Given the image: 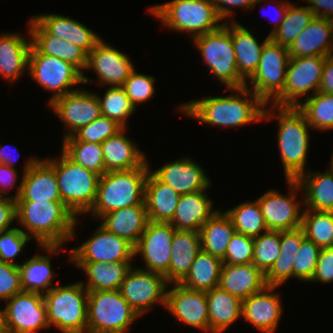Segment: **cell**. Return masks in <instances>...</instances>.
Listing matches in <instances>:
<instances>
[{"label": "cell", "instance_id": "cell-21", "mask_svg": "<svg viewBox=\"0 0 333 333\" xmlns=\"http://www.w3.org/2000/svg\"><path fill=\"white\" fill-rule=\"evenodd\" d=\"M96 75L99 85L107 87L123 86L135 69L129 56L101 39L88 53L86 69Z\"/></svg>", "mask_w": 333, "mask_h": 333}, {"label": "cell", "instance_id": "cell-34", "mask_svg": "<svg viewBox=\"0 0 333 333\" xmlns=\"http://www.w3.org/2000/svg\"><path fill=\"white\" fill-rule=\"evenodd\" d=\"M232 16V42L235 50L237 71L247 81L256 71L264 45L270 40L267 35L264 41L252 34L244 25L233 20Z\"/></svg>", "mask_w": 333, "mask_h": 333}, {"label": "cell", "instance_id": "cell-24", "mask_svg": "<svg viewBox=\"0 0 333 333\" xmlns=\"http://www.w3.org/2000/svg\"><path fill=\"white\" fill-rule=\"evenodd\" d=\"M27 28L29 38L21 32L0 34V77L11 86L28 71L32 40Z\"/></svg>", "mask_w": 333, "mask_h": 333}, {"label": "cell", "instance_id": "cell-6", "mask_svg": "<svg viewBox=\"0 0 333 333\" xmlns=\"http://www.w3.org/2000/svg\"><path fill=\"white\" fill-rule=\"evenodd\" d=\"M53 166L62 202L77 217L93 206L100 175L74 163L62 151L59 157L46 158Z\"/></svg>", "mask_w": 333, "mask_h": 333}, {"label": "cell", "instance_id": "cell-36", "mask_svg": "<svg viewBox=\"0 0 333 333\" xmlns=\"http://www.w3.org/2000/svg\"><path fill=\"white\" fill-rule=\"evenodd\" d=\"M210 333H222L242 318V301L219 286L206 291Z\"/></svg>", "mask_w": 333, "mask_h": 333}, {"label": "cell", "instance_id": "cell-33", "mask_svg": "<svg viewBox=\"0 0 333 333\" xmlns=\"http://www.w3.org/2000/svg\"><path fill=\"white\" fill-rule=\"evenodd\" d=\"M201 251L199 231L175 230L172 238L171 260L166 281L179 283L189 272L197 254Z\"/></svg>", "mask_w": 333, "mask_h": 333}, {"label": "cell", "instance_id": "cell-32", "mask_svg": "<svg viewBox=\"0 0 333 333\" xmlns=\"http://www.w3.org/2000/svg\"><path fill=\"white\" fill-rule=\"evenodd\" d=\"M180 196L170 185L160 181L151 169L149 170L144 195L149 221L169 223L175 214Z\"/></svg>", "mask_w": 333, "mask_h": 333}, {"label": "cell", "instance_id": "cell-25", "mask_svg": "<svg viewBox=\"0 0 333 333\" xmlns=\"http://www.w3.org/2000/svg\"><path fill=\"white\" fill-rule=\"evenodd\" d=\"M290 58L333 55V21L315 17L288 47Z\"/></svg>", "mask_w": 333, "mask_h": 333}, {"label": "cell", "instance_id": "cell-49", "mask_svg": "<svg viewBox=\"0 0 333 333\" xmlns=\"http://www.w3.org/2000/svg\"><path fill=\"white\" fill-rule=\"evenodd\" d=\"M321 248L306 237L302 240L294 261V278L310 282L316 268Z\"/></svg>", "mask_w": 333, "mask_h": 333}, {"label": "cell", "instance_id": "cell-8", "mask_svg": "<svg viewBox=\"0 0 333 333\" xmlns=\"http://www.w3.org/2000/svg\"><path fill=\"white\" fill-rule=\"evenodd\" d=\"M49 327L62 333H87L88 290L80 282L56 285L44 294Z\"/></svg>", "mask_w": 333, "mask_h": 333}, {"label": "cell", "instance_id": "cell-5", "mask_svg": "<svg viewBox=\"0 0 333 333\" xmlns=\"http://www.w3.org/2000/svg\"><path fill=\"white\" fill-rule=\"evenodd\" d=\"M147 10L160 20L162 26L170 31L189 33L191 39L215 31L224 24L212 0H171Z\"/></svg>", "mask_w": 333, "mask_h": 333}, {"label": "cell", "instance_id": "cell-10", "mask_svg": "<svg viewBox=\"0 0 333 333\" xmlns=\"http://www.w3.org/2000/svg\"><path fill=\"white\" fill-rule=\"evenodd\" d=\"M27 73L45 91L53 93L48 104L83 84V73L76 66L60 58L42 54L33 44Z\"/></svg>", "mask_w": 333, "mask_h": 333}, {"label": "cell", "instance_id": "cell-28", "mask_svg": "<svg viewBox=\"0 0 333 333\" xmlns=\"http://www.w3.org/2000/svg\"><path fill=\"white\" fill-rule=\"evenodd\" d=\"M207 189L181 195L172 220L169 222L176 230L200 231V228L220 210L213 209V201Z\"/></svg>", "mask_w": 333, "mask_h": 333}, {"label": "cell", "instance_id": "cell-23", "mask_svg": "<svg viewBox=\"0 0 333 333\" xmlns=\"http://www.w3.org/2000/svg\"><path fill=\"white\" fill-rule=\"evenodd\" d=\"M151 172L180 195L205 190L212 185L203 167L191 157L179 158Z\"/></svg>", "mask_w": 333, "mask_h": 333}, {"label": "cell", "instance_id": "cell-11", "mask_svg": "<svg viewBox=\"0 0 333 333\" xmlns=\"http://www.w3.org/2000/svg\"><path fill=\"white\" fill-rule=\"evenodd\" d=\"M289 59L288 47L269 40L263 47L255 73L246 81V87L265 104L272 103L283 92Z\"/></svg>", "mask_w": 333, "mask_h": 333}, {"label": "cell", "instance_id": "cell-3", "mask_svg": "<svg viewBox=\"0 0 333 333\" xmlns=\"http://www.w3.org/2000/svg\"><path fill=\"white\" fill-rule=\"evenodd\" d=\"M20 230L39 246L64 245L76 237L79 220L63 202H16Z\"/></svg>", "mask_w": 333, "mask_h": 333}, {"label": "cell", "instance_id": "cell-54", "mask_svg": "<svg viewBox=\"0 0 333 333\" xmlns=\"http://www.w3.org/2000/svg\"><path fill=\"white\" fill-rule=\"evenodd\" d=\"M295 256L280 253L270 270L265 274L267 286H282L289 278H294Z\"/></svg>", "mask_w": 333, "mask_h": 333}, {"label": "cell", "instance_id": "cell-58", "mask_svg": "<svg viewBox=\"0 0 333 333\" xmlns=\"http://www.w3.org/2000/svg\"><path fill=\"white\" fill-rule=\"evenodd\" d=\"M264 1L267 0H212L220 18L224 19V23L228 21L226 19H231V16L234 15L232 9L240 7L245 8L244 10H253L254 6L264 3Z\"/></svg>", "mask_w": 333, "mask_h": 333}, {"label": "cell", "instance_id": "cell-42", "mask_svg": "<svg viewBox=\"0 0 333 333\" xmlns=\"http://www.w3.org/2000/svg\"><path fill=\"white\" fill-rule=\"evenodd\" d=\"M235 231L255 238L268 231L258 201H246L224 211Z\"/></svg>", "mask_w": 333, "mask_h": 333}, {"label": "cell", "instance_id": "cell-22", "mask_svg": "<svg viewBox=\"0 0 333 333\" xmlns=\"http://www.w3.org/2000/svg\"><path fill=\"white\" fill-rule=\"evenodd\" d=\"M279 286H266L242 301V318L263 333H274L283 313ZM277 293V294H276Z\"/></svg>", "mask_w": 333, "mask_h": 333}, {"label": "cell", "instance_id": "cell-51", "mask_svg": "<svg viewBox=\"0 0 333 333\" xmlns=\"http://www.w3.org/2000/svg\"><path fill=\"white\" fill-rule=\"evenodd\" d=\"M254 241L252 237L235 232L226 249L223 264L241 265L253 262Z\"/></svg>", "mask_w": 333, "mask_h": 333}, {"label": "cell", "instance_id": "cell-62", "mask_svg": "<svg viewBox=\"0 0 333 333\" xmlns=\"http://www.w3.org/2000/svg\"><path fill=\"white\" fill-rule=\"evenodd\" d=\"M318 92L333 94V55L325 58Z\"/></svg>", "mask_w": 333, "mask_h": 333}, {"label": "cell", "instance_id": "cell-45", "mask_svg": "<svg viewBox=\"0 0 333 333\" xmlns=\"http://www.w3.org/2000/svg\"><path fill=\"white\" fill-rule=\"evenodd\" d=\"M96 95L100 103L101 114L116 121L123 128H128L127 119L133 116L136 109L124 88L122 86L108 87L103 97L98 93Z\"/></svg>", "mask_w": 333, "mask_h": 333}, {"label": "cell", "instance_id": "cell-18", "mask_svg": "<svg viewBox=\"0 0 333 333\" xmlns=\"http://www.w3.org/2000/svg\"><path fill=\"white\" fill-rule=\"evenodd\" d=\"M175 228L170 223L149 221L135 246V257L141 256L144 270L166 275L169 271L172 238Z\"/></svg>", "mask_w": 333, "mask_h": 333}, {"label": "cell", "instance_id": "cell-9", "mask_svg": "<svg viewBox=\"0 0 333 333\" xmlns=\"http://www.w3.org/2000/svg\"><path fill=\"white\" fill-rule=\"evenodd\" d=\"M140 317L119 290L88 291L87 333H129Z\"/></svg>", "mask_w": 333, "mask_h": 333}, {"label": "cell", "instance_id": "cell-64", "mask_svg": "<svg viewBox=\"0 0 333 333\" xmlns=\"http://www.w3.org/2000/svg\"><path fill=\"white\" fill-rule=\"evenodd\" d=\"M289 3H290V1H287V0L282 1L281 0L277 3L278 5L276 4V7H274V8H277V10H274V11L277 12L276 13L277 19H275V21H274L275 23H273V29L271 30L270 33H268V36H270L274 31H276L277 28L280 26L281 22L284 20L285 15L288 11Z\"/></svg>", "mask_w": 333, "mask_h": 333}, {"label": "cell", "instance_id": "cell-2", "mask_svg": "<svg viewBox=\"0 0 333 333\" xmlns=\"http://www.w3.org/2000/svg\"><path fill=\"white\" fill-rule=\"evenodd\" d=\"M276 118L278 122L277 144L285 179L297 180L309 170L306 168V164L311 136L309 130L312 128L298 106L267 103L263 120L272 121Z\"/></svg>", "mask_w": 333, "mask_h": 333}, {"label": "cell", "instance_id": "cell-26", "mask_svg": "<svg viewBox=\"0 0 333 333\" xmlns=\"http://www.w3.org/2000/svg\"><path fill=\"white\" fill-rule=\"evenodd\" d=\"M40 249L48 253L47 256L36 253V256L22 261L18 268L22 290L44 295L55 286L53 284L55 273L52 270L51 255H59L60 252H64L66 249L62 245L40 246Z\"/></svg>", "mask_w": 333, "mask_h": 333}, {"label": "cell", "instance_id": "cell-19", "mask_svg": "<svg viewBox=\"0 0 333 333\" xmlns=\"http://www.w3.org/2000/svg\"><path fill=\"white\" fill-rule=\"evenodd\" d=\"M168 284L165 308L184 325L210 333L206 291L192 290L180 283ZM169 289V290H168Z\"/></svg>", "mask_w": 333, "mask_h": 333}, {"label": "cell", "instance_id": "cell-13", "mask_svg": "<svg viewBox=\"0 0 333 333\" xmlns=\"http://www.w3.org/2000/svg\"><path fill=\"white\" fill-rule=\"evenodd\" d=\"M286 184L287 195L269 189L257 199L268 230L286 231L301 227L304 199L296 198L302 188L297 180H286Z\"/></svg>", "mask_w": 333, "mask_h": 333}, {"label": "cell", "instance_id": "cell-41", "mask_svg": "<svg viewBox=\"0 0 333 333\" xmlns=\"http://www.w3.org/2000/svg\"><path fill=\"white\" fill-rule=\"evenodd\" d=\"M314 18L313 11L307 5L297 6L290 2L284 20L269 38L275 44L289 47Z\"/></svg>", "mask_w": 333, "mask_h": 333}, {"label": "cell", "instance_id": "cell-48", "mask_svg": "<svg viewBox=\"0 0 333 333\" xmlns=\"http://www.w3.org/2000/svg\"><path fill=\"white\" fill-rule=\"evenodd\" d=\"M123 127L116 121L101 115L91 123L81 127L73 136L78 141L102 143L109 137L116 135Z\"/></svg>", "mask_w": 333, "mask_h": 333}, {"label": "cell", "instance_id": "cell-15", "mask_svg": "<svg viewBox=\"0 0 333 333\" xmlns=\"http://www.w3.org/2000/svg\"><path fill=\"white\" fill-rule=\"evenodd\" d=\"M135 247L127 240L108 232L99 223L93 235L81 245L70 249L68 260L72 262L133 261Z\"/></svg>", "mask_w": 333, "mask_h": 333}, {"label": "cell", "instance_id": "cell-55", "mask_svg": "<svg viewBox=\"0 0 333 333\" xmlns=\"http://www.w3.org/2000/svg\"><path fill=\"white\" fill-rule=\"evenodd\" d=\"M333 281V247L321 248L312 282L331 283Z\"/></svg>", "mask_w": 333, "mask_h": 333}, {"label": "cell", "instance_id": "cell-20", "mask_svg": "<svg viewBox=\"0 0 333 333\" xmlns=\"http://www.w3.org/2000/svg\"><path fill=\"white\" fill-rule=\"evenodd\" d=\"M20 197L16 202H62L54 166L41 157L25 161Z\"/></svg>", "mask_w": 333, "mask_h": 333}, {"label": "cell", "instance_id": "cell-12", "mask_svg": "<svg viewBox=\"0 0 333 333\" xmlns=\"http://www.w3.org/2000/svg\"><path fill=\"white\" fill-rule=\"evenodd\" d=\"M326 57L290 58L283 92L272 102L280 106H299L302 100L318 92ZM310 92V94H308Z\"/></svg>", "mask_w": 333, "mask_h": 333}, {"label": "cell", "instance_id": "cell-39", "mask_svg": "<svg viewBox=\"0 0 333 333\" xmlns=\"http://www.w3.org/2000/svg\"><path fill=\"white\" fill-rule=\"evenodd\" d=\"M223 261L201 250L193 261L187 275L179 282L184 287L208 291L219 285Z\"/></svg>", "mask_w": 333, "mask_h": 333}, {"label": "cell", "instance_id": "cell-56", "mask_svg": "<svg viewBox=\"0 0 333 333\" xmlns=\"http://www.w3.org/2000/svg\"><path fill=\"white\" fill-rule=\"evenodd\" d=\"M88 54L72 42L63 40L62 60L76 66L83 73V84L92 83L94 80L85 75Z\"/></svg>", "mask_w": 333, "mask_h": 333}, {"label": "cell", "instance_id": "cell-38", "mask_svg": "<svg viewBox=\"0 0 333 333\" xmlns=\"http://www.w3.org/2000/svg\"><path fill=\"white\" fill-rule=\"evenodd\" d=\"M199 232L201 250L222 260L236 231L230 218L225 212L219 210L200 228Z\"/></svg>", "mask_w": 333, "mask_h": 333}, {"label": "cell", "instance_id": "cell-46", "mask_svg": "<svg viewBox=\"0 0 333 333\" xmlns=\"http://www.w3.org/2000/svg\"><path fill=\"white\" fill-rule=\"evenodd\" d=\"M253 266L266 274L280 255V231L268 230L253 238Z\"/></svg>", "mask_w": 333, "mask_h": 333}, {"label": "cell", "instance_id": "cell-66", "mask_svg": "<svg viewBox=\"0 0 333 333\" xmlns=\"http://www.w3.org/2000/svg\"><path fill=\"white\" fill-rule=\"evenodd\" d=\"M328 166H329L328 168L330 169V171L333 173V153L331 154V160H330V164H328Z\"/></svg>", "mask_w": 333, "mask_h": 333}, {"label": "cell", "instance_id": "cell-53", "mask_svg": "<svg viewBox=\"0 0 333 333\" xmlns=\"http://www.w3.org/2000/svg\"><path fill=\"white\" fill-rule=\"evenodd\" d=\"M22 291L18 266L0 260V300L5 302Z\"/></svg>", "mask_w": 333, "mask_h": 333}, {"label": "cell", "instance_id": "cell-59", "mask_svg": "<svg viewBox=\"0 0 333 333\" xmlns=\"http://www.w3.org/2000/svg\"><path fill=\"white\" fill-rule=\"evenodd\" d=\"M305 238L303 229L280 231V253L283 255H296Z\"/></svg>", "mask_w": 333, "mask_h": 333}, {"label": "cell", "instance_id": "cell-7", "mask_svg": "<svg viewBox=\"0 0 333 333\" xmlns=\"http://www.w3.org/2000/svg\"><path fill=\"white\" fill-rule=\"evenodd\" d=\"M192 41L208 70L225 86V90L246 86V81L237 71L232 21H227L217 30L197 36Z\"/></svg>", "mask_w": 333, "mask_h": 333}, {"label": "cell", "instance_id": "cell-17", "mask_svg": "<svg viewBox=\"0 0 333 333\" xmlns=\"http://www.w3.org/2000/svg\"><path fill=\"white\" fill-rule=\"evenodd\" d=\"M48 106L67 129L63 139L72 136L81 127L102 115L96 92H90L80 87L57 97Z\"/></svg>", "mask_w": 333, "mask_h": 333}, {"label": "cell", "instance_id": "cell-50", "mask_svg": "<svg viewBox=\"0 0 333 333\" xmlns=\"http://www.w3.org/2000/svg\"><path fill=\"white\" fill-rule=\"evenodd\" d=\"M29 241H33L24 234L19 227L0 232V260L6 263L19 265L14 259L23 253Z\"/></svg>", "mask_w": 333, "mask_h": 333}, {"label": "cell", "instance_id": "cell-65", "mask_svg": "<svg viewBox=\"0 0 333 333\" xmlns=\"http://www.w3.org/2000/svg\"><path fill=\"white\" fill-rule=\"evenodd\" d=\"M0 333H7L5 326V309L0 308Z\"/></svg>", "mask_w": 333, "mask_h": 333}, {"label": "cell", "instance_id": "cell-43", "mask_svg": "<svg viewBox=\"0 0 333 333\" xmlns=\"http://www.w3.org/2000/svg\"><path fill=\"white\" fill-rule=\"evenodd\" d=\"M313 130L333 129V94L317 92L298 106Z\"/></svg>", "mask_w": 333, "mask_h": 333}, {"label": "cell", "instance_id": "cell-31", "mask_svg": "<svg viewBox=\"0 0 333 333\" xmlns=\"http://www.w3.org/2000/svg\"><path fill=\"white\" fill-rule=\"evenodd\" d=\"M99 220L108 232L127 240L134 247L149 222L145 205L117 209L104 214Z\"/></svg>", "mask_w": 333, "mask_h": 333}, {"label": "cell", "instance_id": "cell-63", "mask_svg": "<svg viewBox=\"0 0 333 333\" xmlns=\"http://www.w3.org/2000/svg\"><path fill=\"white\" fill-rule=\"evenodd\" d=\"M10 150L11 149L9 148V146L0 145V164H4L9 167L16 168V167H14V165H15V162H17L16 160H18V158L15 157L16 155L13 154L14 151L12 150L13 153H11ZM15 151H17V153L19 155V150L17 149V147L15 148Z\"/></svg>", "mask_w": 333, "mask_h": 333}, {"label": "cell", "instance_id": "cell-61", "mask_svg": "<svg viewBox=\"0 0 333 333\" xmlns=\"http://www.w3.org/2000/svg\"><path fill=\"white\" fill-rule=\"evenodd\" d=\"M311 9L315 17L326 18L333 21V0H303Z\"/></svg>", "mask_w": 333, "mask_h": 333}, {"label": "cell", "instance_id": "cell-4", "mask_svg": "<svg viewBox=\"0 0 333 333\" xmlns=\"http://www.w3.org/2000/svg\"><path fill=\"white\" fill-rule=\"evenodd\" d=\"M148 160L131 170L108 171L100 176L97 195L92 208L86 213L94 219L104 214L134 205H145V183L151 168Z\"/></svg>", "mask_w": 333, "mask_h": 333}, {"label": "cell", "instance_id": "cell-47", "mask_svg": "<svg viewBox=\"0 0 333 333\" xmlns=\"http://www.w3.org/2000/svg\"><path fill=\"white\" fill-rule=\"evenodd\" d=\"M155 77L134 69L122 86L135 109L155 95Z\"/></svg>", "mask_w": 333, "mask_h": 333}, {"label": "cell", "instance_id": "cell-30", "mask_svg": "<svg viewBox=\"0 0 333 333\" xmlns=\"http://www.w3.org/2000/svg\"><path fill=\"white\" fill-rule=\"evenodd\" d=\"M218 286L243 301L264 289L267 283L265 274L252 263L223 264Z\"/></svg>", "mask_w": 333, "mask_h": 333}, {"label": "cell", "instance_id": "cell-29", "mask_svg": "<svg viewBox=\"0 0 333 333\" xmlns=\"http://www.w3.org/2000/svg\"><path fill=\"white\" fill-rule=\"evenodd\" d=\"M127 128L101 143L105 171L131 170L141 167L148 159L138 144L126 136Z\"/></svg>", "mask_w": 333, "mask_h": 333}, {"label": "cell", "instance_id": "cell-35", "mask_svg": "<svg viewBox=\"0 0 333 333\" xmlns=\"http://www.w3.org/2000/svg\"><path fill=\"white\" fill-rule=\"evenodd\" d=\"M133 261L104 262H73L74 266L87 275L86 283L81 284L88 291L119 290L127 273L133 266Z\"/></svg>", "mask_w": 333, "mask_h": 333}, {"label": "cell", "instance_id": "cell-57", "mask_svg": "<svg viewBox=\"0 0 333 333\" xmlns=\"http://www.w3.org/2000/svg\"><path fill=\"white\" fill-rule=\"evenodd\" d=\"M18 173L17 168L0 164V196L6 197L13 188L16 189V193L13 194L14 196L12 194L10 196L15 200L20 197L22 182L17 185V181L18 178L20 181H22L23 178H20Z\"/></svg>", "mask_w": 333, "mask_h": 333}, {"label": "cell", "instance_id": "cell-52", "mask_svg": "<svg viewBox=\"0 0 333 333\" xmlns=\"http://www.w3.org/2000/svg\"><path fill=\"white\" fill-rule=\"evenodd\" d=\"M32 44L45 55L62 59L63 40L49 34L33 17L28 21Z\"/></svg>", "mask_w": 333, "mask_h": 333}, {"label": "cell", "instance_id": "cell-60", "mask_svg": "<svg viewBox=\"0 0 333 333\" xmlns=\"http://www.w3.org/2000/svg\"><path fill=\"white\" fill-rule=\"evenodd\" d=\"M17 220L16 200L11 196H0V232L11 230L12 223Z\"/></svg>", "mask_w": 333, "mask_h": 333}, {"label": "cell", "instance_id": "cell-40", "mask_svg": "<svg viewBox=\"0 0 333 333\" xmlns=\"http://www.w3.org/2000/svg\"><path fill=\"white\" fill-rule=\"evenodd\" d=\"M62 152L74 163L100 176L106 173L101 143L78 141L73 135L62 139Z\"/></svg>", "mask_w": 333, "mask_h": 333}, {"label": "cell", "instance_id": "cell-44", "mask_svg": "<svg viewBox=\"0 0 333 333\" xmlns=\"http://www.w3.org/2000/svg\"><path fill=\"white\" fill-rule=\"evenodd\" d=\"M301 228L320 248L333 247V212L304 209Z\"/></svg>", "mask_w": 333, "mask_h": 333}, {"label": "cell", "instance_id": "cell-27", "mask_svg": "<svg viewBox=\"0 0 333 333\" xmlns=\"http://www.w3.org/2000/svg\"><path fill=\"white\" fill-rule=\"evenodd\" d=\"M33 18L51 35L57 36L67 42H72L83 49L87 54L93 50L102 39L96 32L72 17L41 13Z\"/></svg>", "mask_w": 333, "mask_h": 333}, {"label": "cell", "instance_id": "cell-37", "mask_svg": "<svg viewBox=\"0 0 333 333\" xmlns=\"http://www.w3.org/2000/svg\"><path fill=\"white\" fill-rule=\"evenodd\" d=\"M304 199V209L333 212V173L327 167L322 173L310 171L298 179Z\"/></svg>", "mask_w": 333, "mask_h": 333}, {"label": "cell", "instance_id": "cell-14", "mask_svg": "<svg viewBox=\"0 0 333 333\" xmlns=\"http://www.w3.org/2000/svg\"><path fill=\"white\" fill-rule=\"evenodd\" d=\"M168 284L164 275L133 265L120 285L119 292L143 316L156 304L165 307Z\"/></svg>", "mask_w": 333, "mask_h": 333}, {"label": "cell", "instance_id": "cell-1", "mask_svg": "<svg viewBox=\"0 0 333 333\" xmlns=\"http://www.w3.org/2000/svg\"><path fill=\"white\" fill-rule=\"evenodd\" d=\"M226 96H207L184 102L177 110L203 124L235 128L263 121L265 103L246 86L227 88ZM235 93V94H234Z\"/></svg>", "mask_w": 333, "mask_h": 333}, {"label": "cell", "instance_id": "cell-16", "mask_svg": "<svg viewBox=\"0 0 333 333\" xmlns=\"http://www.w3.org/2000/svg\"><path fill=\"white\" fill-rule=\"evenodd\" d=\"M4 303L7 333H38L49 327L44 295L22 291Z\"/></svg>", "mask_w": 333, "mask_h": 333}]
</instances>
